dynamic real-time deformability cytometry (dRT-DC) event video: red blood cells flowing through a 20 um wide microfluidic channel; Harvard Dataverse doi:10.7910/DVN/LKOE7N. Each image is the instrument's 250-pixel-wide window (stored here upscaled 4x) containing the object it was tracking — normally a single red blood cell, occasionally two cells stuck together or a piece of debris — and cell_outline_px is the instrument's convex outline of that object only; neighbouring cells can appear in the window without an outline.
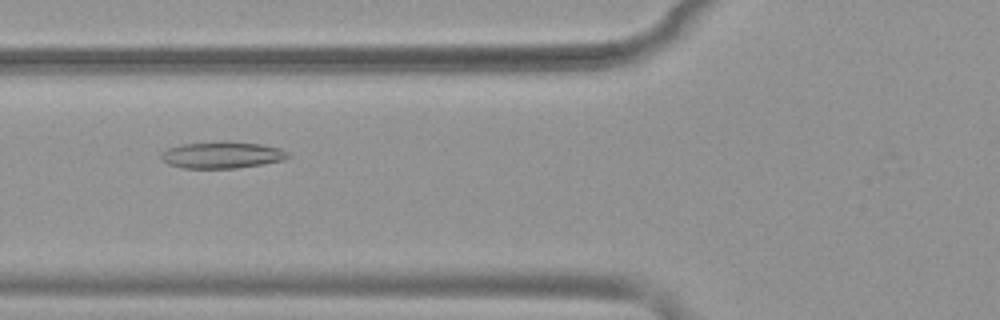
{"species": "common noctule bat (a hibernating species)", "species_latin": "Nyctalus noctula", "temperature_condition": "warm", "stored_images_in_passage": 52, "camera_frame_rate_fps": 3000, "um_per_image_px": 0.085, "animal": {"sex": "female", "body_mass_g": 19.9}, "frame": {"image": 1, "passage_image": 20, "time_ms": 6.333, "image_size_px": [1000, 320], "cell_outline_px": [[288, 156], [284, 160], [236, 168], [184, 168], [168, 164], [160, 160], [160, 152], [168, 148], [180, 144], [224, 140], [228, 140], [260, 144], [280, 148], [288, 152]], "centroid_in_image_um": [18.81, 13.15], "position_along_channel_um": 107.0, "area_um2": 20.0}}
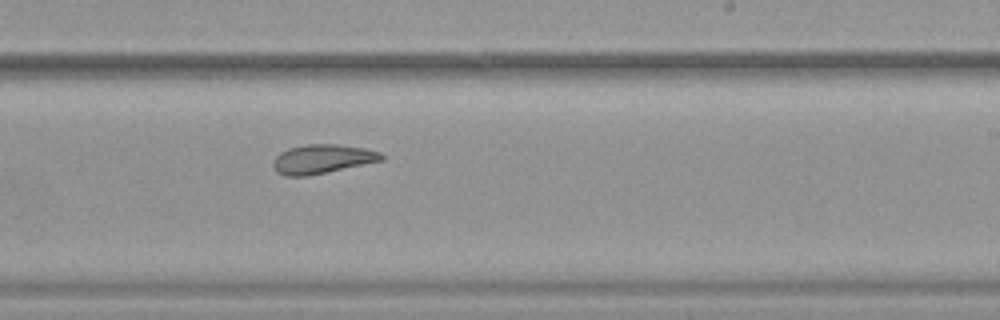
{"frame": {"image": 2, "passage_image": 32, "time_ms": 10.333, "image_size_px": [1000, 320], "cell_outline_px": [[384, 160], [308, 176], [284, 176], [276, 172], [272, 168], [272, 160], [280, 152], [288, 148], [308, 144], [336, 144], [364, 148], [380, 152], [384, 156]], "centroid_in_image_um": [27.35, 13.52], "position_along_channel_um": 261.7, "area_um2": 18.5}}
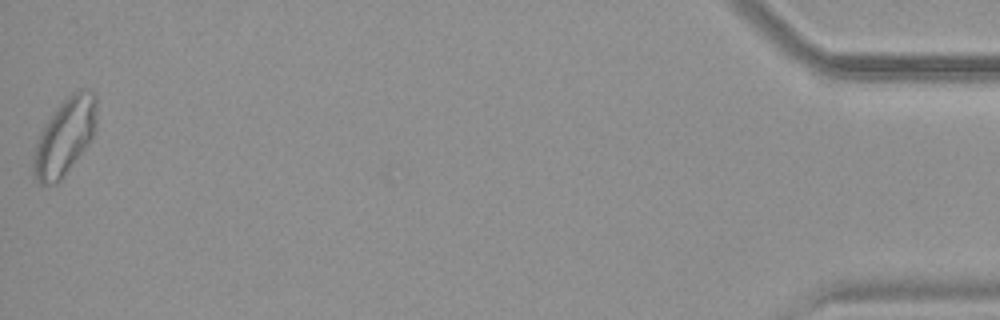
{"frame": {"image": 3, "passage_image": 52, "time_ms": 17.0, "image_size_px": [1000, 320], "cell_outline_px": [[96, 128], [92, 136], [60, 180], [56, 184], [40, 184], [32, 176], [32, 156], [40, 132], [44, 124], [56, 108], [72, 92], [80, 88], [88, 88], [96, 92]], "centroid_in_image_um": [5.48, 11.58], "position_along_channel_um": 429.7, "area_um2": 28.15}, "authors_computed_cell_mechanics": {"area_um2": 23.1489, "velocity_mm_per_s": 3.8766, "shape_relaxation_time_tau1_ms": null, "shape_relaxation_time_tau2_ms": 3.2184, "deformation_change_tau1": null, "deformation_change_tau2": 0.1038}}